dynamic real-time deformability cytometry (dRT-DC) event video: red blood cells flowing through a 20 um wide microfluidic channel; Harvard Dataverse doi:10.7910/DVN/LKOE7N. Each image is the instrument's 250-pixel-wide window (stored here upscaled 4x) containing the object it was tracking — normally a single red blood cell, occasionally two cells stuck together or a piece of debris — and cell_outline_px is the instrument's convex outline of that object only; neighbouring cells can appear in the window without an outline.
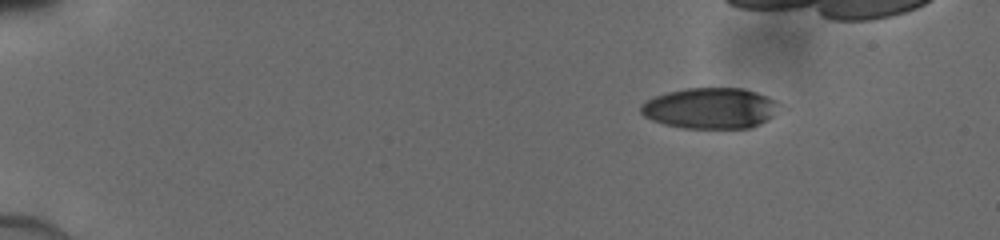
{"species": "human", "species_latin": "Homo sapiens", "temperature_condition": "cold", "stored_images_in_passage": 37, "camera_frame_rate_fps": 3000, "um_per_image_px": 0.085, "donor": {"sex": "male"}, "frame": {"image": 1, "passage_image": 1, "time_ms": 0.0, "image_size_px": [1000, 240], "cell_outline_px": [[776, 100], [772, 116], [768, 120], [752, 128], [684, 128], [664, 124], [652, 120], [644, 116], [640, 112], [640, 104], [656, 96], [668, 92], [688, 88], [744, 88], [768, 96]], "centroid_in_image_um": [60.34, 9.2], "position_along_channel_um": 24.7, "area_um2": 32.71}}
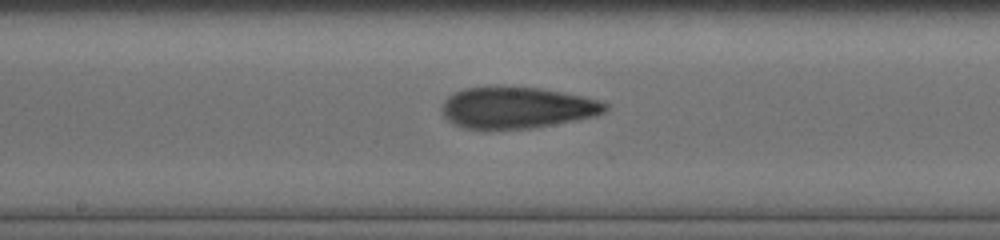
{"frame": {"image": 2, "passage_image": 22, "time_ms": 7.0, "image_size_px": [1000, 240], "cell_outline_px": [[608, 108], [604, 112], [596, 116], [532, 128], [484, 132], [464, 128], [448, 120], [444, 116], [440, 108], [444, 100], [452, 92], [464, 88], [536, 88], [560, 92], [580, 96], [596, 100], [608, 104]], "centroid_in_image_um": [43.86, 9.21], "position_along_channel_um": 204.3, "area_um2": 39.54}}
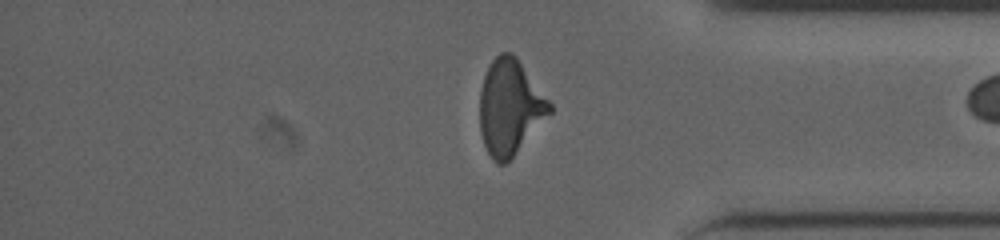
{"frame": {"image": 3, "passage_image": 36, "time_ms": 11.667, "image_size_px": [1000, 240], "cell_outline_px": [[552, 112], [512, 156], [504, 164], [496, 164], [492, 160], [484, 144], [480, 132], [480, 92], [484, 76], [492, 60], [500, 52], [512, 52], [516, 56], [552, 104]], "centroid_in_image_um": [43.33, 9.1], "position_along_channel_um": 391.9, "area_um2": 38.44}}